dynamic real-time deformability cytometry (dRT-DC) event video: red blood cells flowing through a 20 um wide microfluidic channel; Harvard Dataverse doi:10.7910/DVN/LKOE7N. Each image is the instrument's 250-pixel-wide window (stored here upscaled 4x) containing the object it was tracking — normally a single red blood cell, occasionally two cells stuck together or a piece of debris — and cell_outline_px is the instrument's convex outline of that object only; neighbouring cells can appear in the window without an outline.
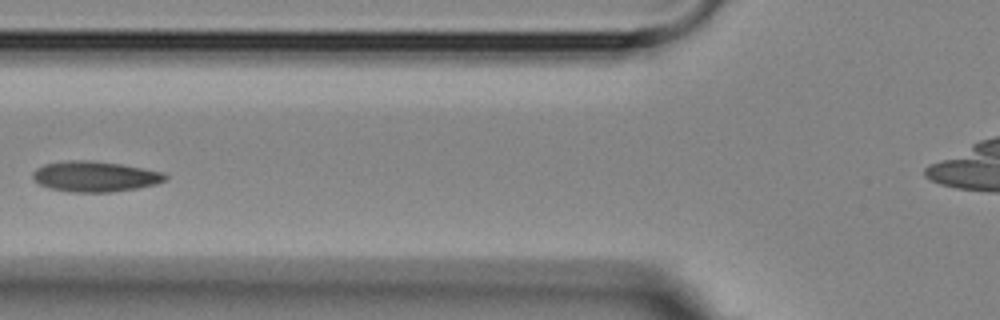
{"species": "Egyptian fruit bat (a non-hibernating species)", "species_latin": "Rousettus aegyptiacus", "temperature_condition": "room temperature", "stored_images_in_passage": 7, "camera_frame_rate_fps": 3000, "um_per_image_px": 0.085, "animal": {"sex": "female"}, "frame": {"image": 1, "passage_image": 5, "time_ms": 4.667, "image_size_px": [1000, 320], "cell_outline_px": [[168, 176], [164, 180], [156, 184], [136, 188], [112, 192], [72, 192], [48, 188], [40, 184], [32, 176], [32, 172], [36, 168], [44, 164], [68, 160], [92, 160], [120, 164], [164, 172]], "centroid_in_image_um": [8.06, 14.99], "position_along_channel_um": 117.7, "area_um2": 23.52}}
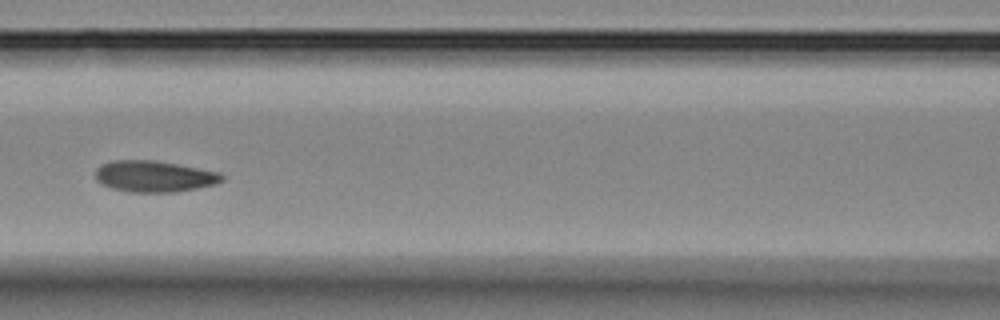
{"frame": {"image": 2, "passage_image": 6, "time_ms": 5.667, "image_size_px": [1000, 320], "cell_outline_px": [[224, 180], [216, 184], [176, 192], [128, 192], [112, 188], [100, 184], [96, 180], [96, 168], [100, 164], [112, 160], [152, 160], [176, 164], [220, 172], [224, 176]], "centroid_in_image_um": [13.08, 14.99], "position_along_channel_um": 153.5, "area_um2": 23.18}}
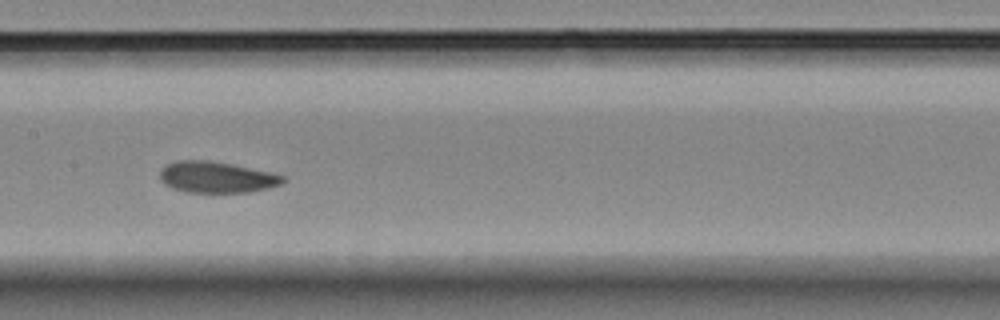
{"frame": {"image": 3, "passage_image": 7, "time_ms": 6.667, "image_size_px": [1000, 320], "cell_outline_px": [[284, 180], [280, 184], [268, 188], [248, 192], [184, 192], [172, 188], [164, 184], [160, 180], [160, 172], [164, 164], [176, 160], [212, 160], [272, 172], [284, 176]], "centroid_in_image_um": [18.36, 15.05], "position_along_channel_um": 189.0, "area_um2": 22.54}}